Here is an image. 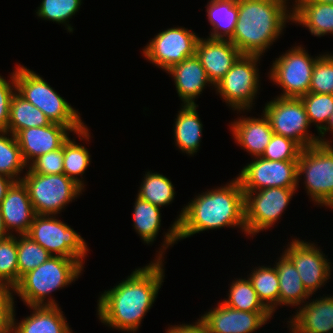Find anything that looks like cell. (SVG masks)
Wrapping results in <instances>:
<instances>
[{
    "label": "cell",
    "mask_w": 333,
    "mask_h": 333,
    "mask_svg": "<svg viewBox=\"0 0 333 333\" xmlns=\"http://www.w3.org/2000/svg\"><path fill=\"white\" fill-rule=\"evenodd\" d=\"M235 226L247 235L244 191L237 178L199 194L184 206L168 232L164 233V242L155 260H164L163 251L178 240L205 230Z\"/></svg>",
    "instance_id": "cell-1"
},
{
    "label": "cell",
    "mask_w": 333,
    "mask_h": 333,
    "mask_svg": "<svg viewBox=\"0 0 333 333\" xmlns=\"http://www.w3.org/2000/svg\"><path fill=\"white\" fill-rule=\"evenodd\" d=\"M153 261L136 268L126 280L100 294L97 315L101 323L121 331L138 330L164 282L163 261Z\"/></svg>",
    "instance_id": "cell-2"
},
{
    "label": "cell",
    "mask_w": 333,
    "mask_h": 333,
    "mask_svg": "<svg viewBox=\"0 0 333 333\" xmlns=\"http://www.w3.org/2000/svg\"><path fill=\"white\" fill-rule=\"evenodd\" d=\"M238 21L230 41L242 54L263 55L292 22V10L282 0H237Z\"/></svg>",
    "instance_id": "cell-3"
},
{
    "label": "cell",
    "mask_w": 333,
    "mask_h": 333,
    "mask_svg": "<svg viewBox=\"0 0 333 333\" xmlns=\"http://www.w3.org/2000/svg\"><path fill=\"white\" fill-rule=\"evenodd\" d=\"M83 264L84 261L81 259L51 256L43 264L20 278L13 288L14 294L20 296L27 306L58 305L52 297L48 296L76 281L84 269Z\"/></svg>",
    "instance_id": "cell-4"
},
{
    "label": "cell",
    "mask_w": 333,
    "mask_h": 333,
    "mask_svg": "<svg viewBox=\"0 0 333 333\" xmlns=\"http://www.w3.org/2000/svg\"><path fill=\"white\" fill-rule=\"evenodd\" d=\"M16 91L39 108L51 123L69 127L80 140L89 141L90 132L79 112L61 97L39 74L20 64L15 67Z\"/></svg>",
    "instance_id": "cell-5"
},
{
    "label": "cell",
    "mask_w": 333,
    "mask_h": 333,
    "mask_svg": "<svg viewBox=\"0 0 333 333\" xmlns=\"http://www.w3.org/2000/svg\"><path fill=\"white\" fill-rule=\"evenodd\" d=\"M22 177L21 181L27 188L34 211L40 215L57 216L83 190L64 173L45 175L34 173L28 168Z\"/></svg>",
    "instance_id": "cell-6"
},
{
    "label": "cell",
    "mask_w": 333,
    "mask_h": 333,
    "mask_svg": "<svg viewBox=\"0 0 333 333\" xmlns=\"http://www.w3.org/2000/svg\"><path fill=\"white\" fill-rule=\"evenodd\" d=\"M298 183L304 176L305 190L316 205L333 208V146L317 144L303 148L298 159Z\"/></svg>",
    "instance_id": "cell-7"
},
{
    "label": "cell",
    "mask_w": 333,
    "mask_h": 333,
    "mask_svg": "<svg viewBox=\"0 0 333 333\" xmlns=\"http://www.w3.org/2000/svg\"><path fill=\"white\" fill-rule=\"evenodd\" d=\"M259 55L242 54L231 69L214 86L223 101L232 110L244 111L252 109L253 101L258 94L259 86Z\"/></svg>",
    "instance_id": "cell-8"
},
{
    "label": "cell",
    "mask_w": 333,
    "mask_h": 333,
    "mask_svg": "<svg viewBox=\"0 0 333 333\" xmlns=\"http://www.w3.org/2000/svg\"><path fill=\"white\" fill-rule=\"evenodd\" d=\"M52 256L85 261L88 247L81 234L55 215L36 214L27 234Z\"/></svg>",
    "instance_id": "cell-9"
},
{
    "label": "cell",
    "mask_w": 333,
    "mask_h": 333,
    "mask_svg": "<svg viewBox=\"0 0 333 333\" xmlns=\"http://www.w3.org/2000/svg\"><path fill=\"white\" fill-rule=\"evenodd\" d=\"M318 58L307 53L301 45L295 46L273 61L269 75L275 84L281 86L279 97L301 98L309 92L313 67Z\"/></svg>",
    "instance_id": "cell-10"
},
{
    "label": "cell",
    "mask_w": 333,
    "mask_h": 333,
    "mask_svg": "<svg viewBox=\"0 0 333 333\" xmlns=\"http://www.w3.org/2000/svg\"><path fill=\"white\" fill-rule=\"evenodd\" d=\"M263 113L275 134L294 140L302 148L319 144V137L307 130L310 123L300 98L277 96L265 104Z\"/></svg>",
    "instance_id": "cell-11"
},
{
    "label": "cell",
    "mask_w": 333,
    "mask_h": 333,
    "mask_svg": "<svg viewBox=\"0 0 333 333\" xmlns=\"http://www.w3.org/2000/svg\"><path fill=\"white\" fill-rule=\"evenodd\" d=\"M297 188L272 187L244 191L247 235L269 229L282 216Z\"/></svg>",
    "instance_id": "cell-12"
},
{
    "label": "cell",
    "mask_w": 333,
    "mask_h": 333,
    "mask_svg": "<svg viewBox=\"0 0 333 333\" xmlns=\"http://www.w3.org/2000/svg\"><path fill=\"white\" fill-rule=\"evenodd\" d=\"M199 38L191 29L168 28L150 40L143 49V55L150 63L168 71L172 66L195 55Z\"/></svg>",
    "instance_id": "cell-13"
},
{
    "label": "cell",
    "mask_w": 333,
    "mask_h": 333,
    "mask_svg": "<svg viewBox=\"0 0 333 333\" xmlns=\"http://www.w3.org/2000/svg\"><path fill=\"white\" fill-rule=\"evenodd\" d=\"M253 160L236 177L243 191L298 187V161L266 160L262 157Z\"/></svg>",
    "instance_id": "cell-14"
},
{
    "label": "cell",
    "mask_w": 333,
    "mask_h": 333,
    "mask_svg": "<svg viewBox=\"0 0 333 333\" xmlns=\"http://www.w3.org/2000/svg\"><path fill=\"white\" fill-rule=\"evenodd\" d=\"M315 243L293 239L284 254L295 265L303 286L311 295L327 283L331 276V262ZM289 246V247H288Z\"/></svg>",
    "instance_id": "cell-15"
},
{
    "label": "cell",
    "mask_w": 333,
    "mask_h": 333,
    "mask_svg": "<svg viewBox=\"0 0 333 333\" xmlns=\"http://www.w3.org/2000/svg\"><path fill=\"white\" fill-rule=\"evenodd\" d=\"M272 316V312L239 311L218 302L213 310L205 312L200 319L207 325L210 333H253Z\"/></svg>",
    "instance_id": "cell-16"
},
{
    "label": "cell",
    "mask_w": 333,
    "mask_h": 333,
    "mask_svg": "<svg viewBox=\"0 0 333 333\" xmlns=\"http://www.w3.org/2000/svg\"><path fill=\"white\" fill-rule=\"evenodd\" d=\"M70 132L73 131L69 127L51 123L48 126L20 130L15 137L23 159L29 166L39 156L61 148L70 138Z\"/></svg>",
    "instance_id": "cell-17"
},
{
    "label": "cell",
    "mask_w": 333,
    "mask_h": 333,
    "mask_svg": "<svg viewBox=\"0 0 333 333\" xmlns=\"http://www.w3.org/2000/svg\"><path fill=\"white\" fill-rule=\"evenodd\" d=\"M195 54L214 86L242 55L230 40L210 38L198 39Z\"/></svg>",
    "instance_id": "cell-18"
},
{
    "label": "cell",
    "mask_w": 333,
    "mask_h": 333,
    "mask_svg": "<svg viewBox=\"0 0 333 333\" xmlns=\"http://www.w3.org/2000/svg\"><path fill=\"white\" fill-rule=\"evenodd\" d=\"M0 207L8 233L13 235L12 231H16L19 235H27L36 213L22 181H15L11 185Z\"/></svg>",
    "instance_id": "cell-19"
},
{
    "label": "cell",
    "mask_w": 333,
    "mask_h": 333,
    "mask_svg": "<svg viewBox=\"0 0 333 333\" xmlns=\"http://www.w3.org/2000/svg\"><path fill=\"white\" fill-rule=\"evenodd\" d=\"M302 305L288 321L290 333H333V295Z\"/></svg>",
    "instance_id": "cell-20"
},
{
    "label": "cell",
    "mask_w": 333,
    "mask_h": 333,
    "mask_svg": "<svg viewBox=\"0 0 333 333\" xmlns=\"http://www.w3.org/2000/svg\"><path fill=\"white\" fill-rule=\"evenodd\" d=\"M166 72L172 75L183 105H196L195 98L200 96L205 86H214L196 54L172 66Z\"/></svg>",
    "instance_id": "cell-21"
},
{
    "label": "cell",
    "mask_w": 333,
    "mask_h": 333,
    "mask_svg": "<svg viewBox=\"0 0 333 333\" xmlns=\"http://www.w3.org/2000/svg\"><path fill=\"white\" fill-rule=\"evenodd\" d=\"M231 122L230 126L235 143L244 148L251 156L261 157L274 132L268 118L262 114L261 118L244 117Z\"/></svg>",
    "instance_id": "cell-22"
},
{
    "label": "cell",
    "mask_w": 333,
    "mask_h": 333,
    "mask_svg": "<svg viewBox=\"0 0 333 333\" xmlns=\"http://www.w3.org/2000/svg\"><path fill=\"white\" fill-rule=\"evenodd\" d=\"M30 316L15 321L12 316V333H73L59 305L29 306Z\"/></svg>",
    "instance_id": "cell-23"
},
{
    "label": "cell",
    "mask_w": 333,
    "mask_h": 333,
    "mask_svg": "<svg viewBox=\"0 0 333 333\" xmlns=\"http://www.w3.org/2000/svg\"><path fill=\"white\" fill-rule=\"evenodd\" d=\"M291 10L292 22L303 25L312 35L333 34V4L296 1Z\"/></svg>",
    "instance_id": "cell-24"
},
{
    "label": "cell",
    "mask_w": 333,
    "mask_h": 333,
    "mask_svg": "<svg viewBox=\"0 0 333 333\" xmlns=\"http://www.w3.org/2000/svg\"><path fill=\"white\" fill-rule=\"evenodd\" d=\"M198 105H182L174 124L175 146L183 153L194 155L200 147L203 124L197 112Z\"/></svg>",
    "instance_id": "cell-25"
},
{
    "label": "cell",
    "mask_w": 333,
    "mask_h": 333,
    "mask_svg": "<svg viewBox=\"0 0 333 333\" xmlns=\"http://www.w3.org/2000/svg\"><path fill=\"white\" fill-rule=\"evenodd\" d=\"M279 279V306H299L311 296L305 287L292 261L282 253L275 263ZM305 301V302H304Z\"/></svg>",
    "instance_id": "cell-26"
},
{
    "label": "cell",
    "mask_w": 333,
    "mask_h": 333,
    "mask_svg": "<svg viewBox=\"0 0 333 333\" xmlns=\"http://www.w3.org/2000/svg\"><path fill=\"white\" fill-rule=\"evenodd\" d=\"M207 17L212 25L208 38L230 40L238 21L237 0H209Z\"/></svg>",
    "instance_id": "cell-27"
},
{
    "label": "cell",
    "mask_w": 333,
    "mask_h": 333,
    "mask_svg": "<svg viewBox=\"0 0 333 333\" xmlns=\"http://www.w3.org/2000/svg\"><path fill=\"white\" fill-rule=\"evenodd\" d=\"M50 124V120L39 108L27 101L17 91L13 94L10 102L7 131L16 135L23 129L43 127Z\"/></svg>",
    "instance_id": "cell-28"
},
{
    "label": "cell",
    "mask_w": 333,
    "mask_h": 333,
    "mask_svg": "<svg viewBox=\"0 0 333 333\" xmlns=\"http://www.w3.org/2000/svg\"><path fill=\"white\" fill-rule=\"evenodd\" d=\"M134 204V229L144 243H152L156 239L161 227V208L138 196Z\"/></svg>",
    "instance_id": "cell-29"
},
{
    "label": "cell",
    "mask_w": 333,
    "mask_h": 333,
    "mask_svg": "<svg viewBox=\"0 0 333 333\" xmlns=\"http://www.w3.org/2000/svg\"><path fill=\"white\" fill-rule=\"evenodd\" d=\"M249 275L259 299L274 313L279 306V279L275 265L256 267Z\"/></svg>",
    "instance_id": "cell-30"
},
{
    "label": "cell",
    "mask_w": 333,
    "mask_h": 333,
    "mask_svg": "<svg viewBox=\"0 0 333 333\" xmlns=\"http://www.w3.org/2000/svg\"><path fill=\"white\" fill-rule=\"evenodd\" d=\"M25 168L28 165L23 159L15 135L7 130H0V174L21 181L23 177L20 174Z\"/></svg>",
    "instance_id": "cell-31"
},
{
    "label": "cell",
    "mask_w": 333,
    "mask_h": 333,
    "mask_svg": "<svg viewBox=\"0 0 333 333\" xmlns=\"http://www.w3.org/2000/svg\"><path fill=\"white\" fill-rule=\"evenodd\" d=\"M222 303L239 311L271 312L259 299L249 278L235 279L230 285L228 299Z\"/></svg>",
    "instance_id": "cell-32"
},
{
    "label": "cell",
    "mask_w": 333,
    "mask_h": 333,
    "mask_svg": "<svg viewBox=\"0 0 333 333\" xmlns=\"http://www.w3.org/2000/svg\"><path fill=\"white\" fill-rule=\"evenodd\" d=\"M174 194V186L167 177L148 171L137 196L161 208L173 202Z\"/></svg>",
    "instance_id": "cell-33"
},
{
    "label": "cell",
    "mask_w": 333,
    "mask_h": 333,
    "mask_svg": "<svg viewBox=\"0 0 333 333\" xmlns=\"http://www.w3.org/2000/svg\"><path fill=\"white\" fill-rule=\"evenodd\" d=\"M90 152L83 145H79L70 138L63 144V173L85 188L82 178L85 170L90 165ZM83 182V183H82Z\"/></svg>",
    "instance_id": "cell-34"
},
{
    "label": "cell",
    "mask_w": 333,
    "mask_h": 333,
    "mask_svg": "<svg viewBox=\"0 0 333 333\" xmlns=\"http://www.w3.org/2000/svg\"><path fill=\"white\" fill-rule=\"evenodd\" d=\"M18 282L27 272L34 270L52 255L28 235H17Z\"/></svg>",
    "instance_id": "cell-35"
},
{
    "label": "cell",
    "mask_w": 333,
    "mask_h": 333,
    "mask_svg": "<svg viewBox=\"0 0 333 333\" xmlns=\"http://www.w3.org/2000/svg\"><path fill=\"white\" fill-rule=\"evenodd\" d=\"M81 3L82 0H42L36 14L43 20L66 24L67 31L73 32V28L68 22L78 12Z\"/></svg>",
    "instance_id": "cell-36"
},
{
    "label": "cell",
    "mask_w": 333,
    "mask_h": 333,
    "mask_svg": "<svg viewBox=\"0 0 333 333\" xmlns=\"http://www.w3.org/2000/svg\"><path fill=\"white\" fill-rule=\"evenodd\" d=\"M18 284L17 237L0 240V286L14 288Z\"/></svg>",
    "instance_id": "cell-37"
},
{
    "label": "cell",
    "mask_w": 333,
    "mask_h": 333,
    "mask_svg": "<svg viewBox=\"0 0 333 333\" xmlns=\"http://www.w3.org/2000/svg\"><path fill=\"white\" fill-rule=\"evenodd\" d=\"M300 99L310 125L314 123L319 132L327 124L330 114L333 112V94L308 92Z\"/></svg>",
    "instance_id": "cell-38"
},
{
    "label": "cell",
    "mask_w": 333,
    "mask_h": 333,
    "mask_svg": "<svg viewBox=\"0 0 333 333\" xmlns=\"http://www.w3.org/2000/svg\"><path fill=\"white\" fill-rule=\"evenodd\" d=\"M309 92L333 94V54H319L313 67Z\"/></svg>",
    "instance_id": "cell-39"
},
{
    "label": "cell",
    "mask_w": 333,
    "mask_h": 333,
    "mask_svg": "<svg viewBox=\"0 0 333 333\" xmlns=\"http://www.w3.org/2000/svg\"><path fill=\"white\" fill-rule=\"evenodd\" d=\"M302 149L294 140L274 133L261 157L266 160L298 161Z\"/></svg>",
    "instance_id": "cell-40"
},
{
    "label": "cell",
    "mask_w": 333,
    "mask_h": 333,
    "mask_svg": "<svg viewBox=\"0 0 333 333\" xmlns=\"http://www.w3.org/2000/svg\"><path fill=\"white\" fill-rule=\"evenodd\" d=\"M34 173L62 174L63 173V146L57 150L39 156L28 166Z\"/></svg>",
    "instance_id": "cell-41"
},
{
    "label": "cell",
    "mask_w": 333,
    "mask_h": 333,
    "mask_svg": "<svg viewBox=\"0 0 333 333\" xmlns=\"http://www.w3.org/2000/svg\"><path fill=\"white\" fill-rule=\"evenodd\" d=\"M10 75L8 81L0 75V130H7L10 102L16 92L15 70Z\"/></svg>",
    "instance_id": "cell-42"
},
{
    "label": "cell",
    "mask_w": 333,
    "mask_h": 333,
    "mask_svg": "<svg viewBox=\"0 0 333 333\" xmlns=\"http://www.w3.org/2000/svg\"><path fill=\"white\" fill-rule=\"evenodd\" d=\"M13 293L12 288L0 286V333H12Z\"/></svg>",
    "instance_id": "cell-43"
},
{
    "label": "cell",
    "mask_w": 333,
    "mask_h": 333,
    "mask_svg": "<svg viewBox=\"0 0 333 333\" xmlns=\"http://www.w3.org/2000/svg\"><path fill=\"white\" fill-rule=\"evenodd\" d=\"M197 320L195 324L171 325L166 333H210L207 325L201 319Z\"/></svg>",
    "instance_id": "cell-44"
},
{
    "label": "cell",
    "mask_w": 333,
    "mask_h": 333,
    "mask_svg": "<svg viewBox=\"0 0 333 333\" xmlns=\"http://www.w3.org/2000/svg\"><path fill=\"white\" fill-rule=\"evenodd\" d=\"M331 131L333 134V112L330 114V117L327 121V124L318 132L319 134V144L331 145L332 141L326 140L324 137L327 134L326 132Z\"/></svg>",
    "instance_id": "cell-45"
},
{
    "label": "cell",
    "mask_w": 333,
    "mask_h": 333,
    "mask_svg": "<svg viewBox=\"0 0 333 333\" xmlns=\"http://www.w3.org/2000/svg\"><path fill=\"white\" fill-rule=\"evenodd\" d=\"M14 182L15 180L11 179L10 177L0 174V204L4 199L8 189Z\"/></svg>",
    "instance_id": "cell-46"
},
{
    "label": "cell",
    "mask_w": 333,
    "mask_h": 333,
    "mask_svg": "<svg viewBox=\"0 0 333 333\" xmlns=\"http://www.w3.org/2000/svg\"><path fill=\"white\" fill-rule=\"evenodd\" d=\"M9 236H10V234L8 233V231L6 230V228L4 226L3 216H2L1 207H0V240L5 239Z\"/></svg>",
    "instance_id": "cell-47"
},
{
    "label": "cell",
    "mask_w": 333,
    "mask_h": 333,
    "mask_svg": "<svg viewBox=\"0 0 333 333\" xmlns=\"http://www.w3.org/2000/svg\"><path fill=\"white\" fill-rule=\"evenodd\" d=\"M297 1H312V2H318V3L333 4V0H297Z\"/></svg>",
    "instance_id": "cell-48"
},
{
    "label": "cell",
    "mask_w": 333,
    "mask_h": 333,
    "mask_svg": "<svg viewBox=\"0 0 333 333\" xmlns=\"http://www.w3.org/2000/svg\"><path fill=\"white\" fill-rule=\"evenodd\" d=\"M282 1H284L285 3H287V4H288V0H282ZM296 1H297V0H294V2H295V3H293V5H295V4H296Z\"/></svg>",
    "instance_id": "cell-49"
}]
</instances>
